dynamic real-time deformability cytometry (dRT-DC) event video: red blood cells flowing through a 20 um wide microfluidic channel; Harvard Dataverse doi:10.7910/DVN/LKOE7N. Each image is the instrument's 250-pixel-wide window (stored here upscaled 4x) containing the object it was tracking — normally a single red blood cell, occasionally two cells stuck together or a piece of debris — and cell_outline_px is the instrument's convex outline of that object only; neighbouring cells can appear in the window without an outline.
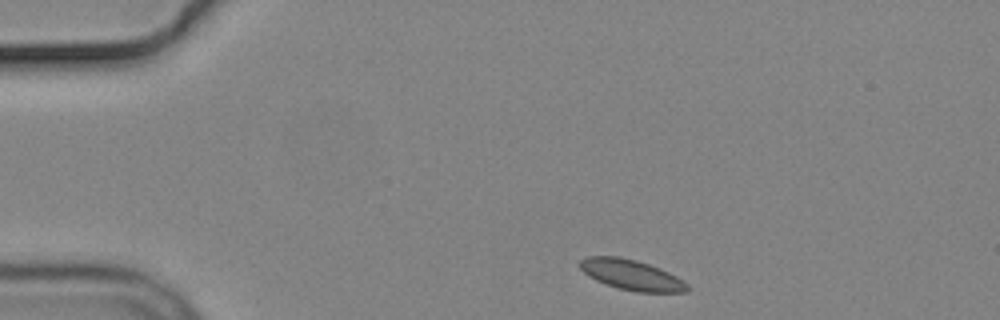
{"species": "common noctule bat (a hibernating species)", "species_latin": "Nyctalus noctula", "temperature_condition": "cold", "stored_images_in_passage": 4, "camera_frame_rate_fps": 3000, "um_per_image_px": 0.085, "animal": {"sex": "male", "body_mass_g": 19.2, "forearm_length_mm": 51.8}, "frame": {"image": 1, "passage_image": 1, "time_ms": 0.0, "image_size_px": [1000, 320], "cell_outline_px": [[688, 292], [636, 292], [604, 284], [588, 276], [576, 264], [580, 260], [588, 256], [620, 256], [636, 260], [660, 268], [676, 276], [688, 284]], "centroid_in_image_um": [53.64, 23.35], "position_along_channel_um": 31.4, "area_um2": 19.07}}
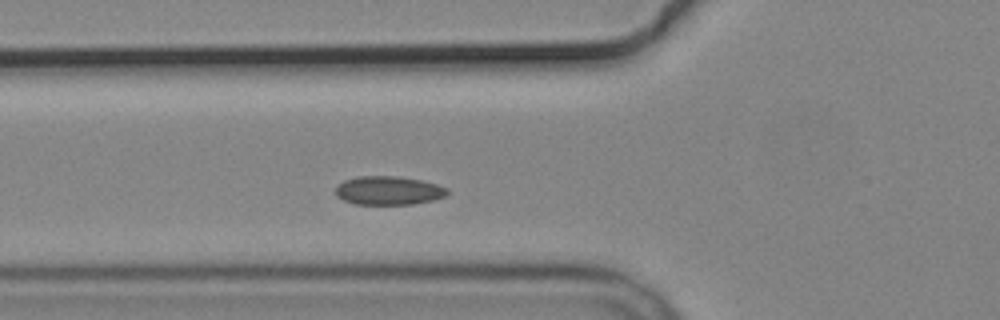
{"frame": {"image": 2, "passage_image": 4, "time_ms": 3.333, "image_size_px": [1000, 320], "cell_outline_px": [[448, 192], [444, 196], [432, 200], [412, 204], [356, 204], [344, 200], [336, 196], [336, 188], [344, 180], [360, 176], [396, 176], [420, 180], [436, 184], [448, 188]], "centroid_in_image_um": [33.02, 16.19], "position_along_channel_um": 92.8, "area_um2": 18.44}}